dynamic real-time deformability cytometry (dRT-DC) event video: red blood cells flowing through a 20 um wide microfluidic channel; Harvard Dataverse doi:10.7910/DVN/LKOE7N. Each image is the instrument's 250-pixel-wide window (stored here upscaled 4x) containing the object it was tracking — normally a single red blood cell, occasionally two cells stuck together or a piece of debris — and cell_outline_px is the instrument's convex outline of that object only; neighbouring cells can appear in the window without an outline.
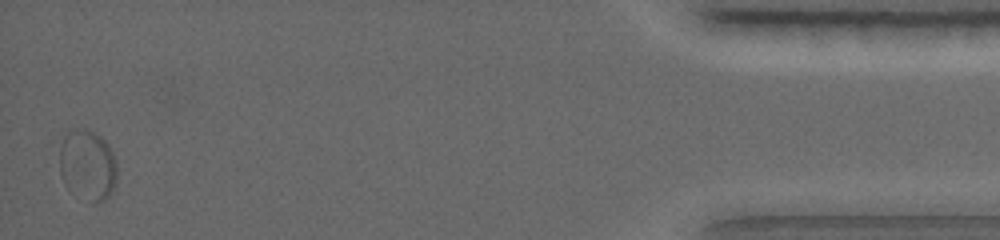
{"species": "common noctule bat (a hibernating species)", "species_latin": "Nyctalus noctula", "temperature_condition": "warm", "stored_images_in_passage": 49, "segment_of_instrument_passage": [2, 2], "camera_frame_rate_fps": 5000, "um_per_image_px": 0.085, "animal": {"sex": "female", "body_mass_g": 19.0, "forearm_length_mm": 56.7}, "frame": {"image": 1, "passage_image": 48, "time_ms": 9.4, "image_size_px": [1000, 240], "cell_outline_px": [[116, 180], [108, 196], [104, 200], [96, 200], [80, 132], [92, 132], [100, 136], [108, 144], [116, 160]], "centroid_in_image_um": [8.47, 13.95], "position_along_channel_um": 426.7, "area_um2": 11.27}}